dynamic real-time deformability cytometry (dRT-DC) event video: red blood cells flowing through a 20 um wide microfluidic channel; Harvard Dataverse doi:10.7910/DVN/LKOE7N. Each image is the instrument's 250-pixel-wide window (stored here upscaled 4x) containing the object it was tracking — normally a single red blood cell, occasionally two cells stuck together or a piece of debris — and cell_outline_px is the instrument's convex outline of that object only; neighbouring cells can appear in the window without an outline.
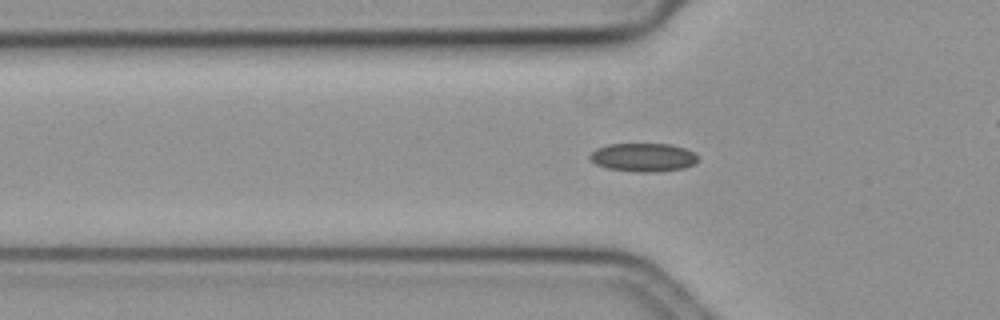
{"species": "common noctule bat (a hibernating species)", "species_latin": "Nyctalus noctula", "temperature_condition": "cold", "stored_images_in_passage": 46, "camera_frame_rate_fps": 3000, "um_per_image_px": 0.085, "animal": {"sex": "female", "body_mass_g": 19.3, "forearm_length_mm": 54.1}, "frame": {"image": 1, "passage_image": 21, "time_ms": 6.667, "image_size_px": [1000, 320], "cell_outline_px": [[692, 160], [688, 164], [668, 168], [624, 168], [608, 164], [596, 160], [596, 156], [608, 148], [624, 144], [648, 144], [672, 148], [684, 152], [692, 156]], "centroid_in_image_um": [54.72, 13.31], "position_along_channel_um": 71.1, "area_um2": 13.06}}
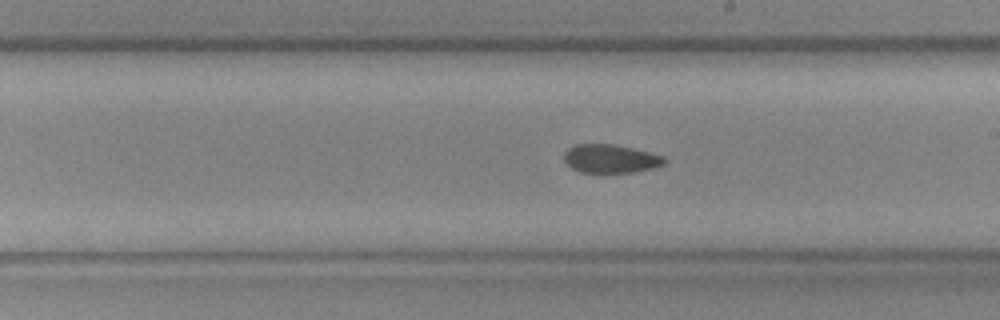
{"frame": {"image": 2, "passage_image": 35, "time_ms": 11.333, "image_size_px": [1000, 320], "cell_outline_px": [[660, 160], [656, 164], [636, 168], [584, 168], [576, 164], [568, 156], [576, 148], [612, 148], [636, 152], [652, 156]], "centroid_in_image_um": [51.91, 13.47], "position_along_channel_um": 237.1, "area_um2": 10.4}}
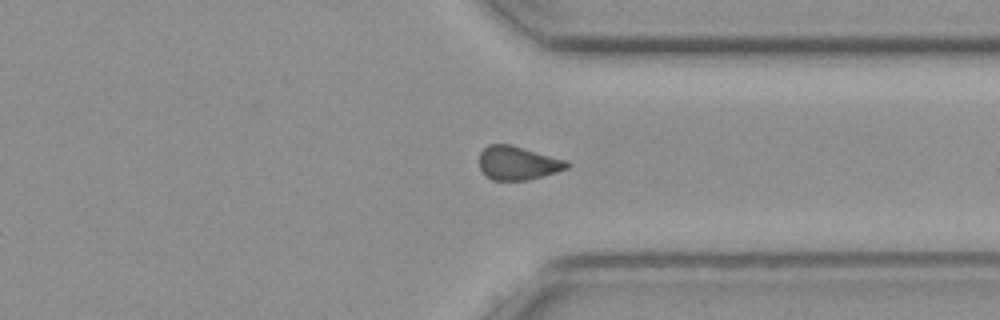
{"frame": {"image": 3, "passage_image": 46, "time_ms": 15.0, "image_size_px": [1000, 320], "cell_outline_px": [[568, 164], [560, 168], [548, 172], [532, 176], [492, 176], [484, 168], [480, 160], [484, 152], [488, 148], [512, 148]], "centroid_in_image_um": [43.92, 13.85], "position_along_channel_um": 367.5, "area_um2": 12.37}}